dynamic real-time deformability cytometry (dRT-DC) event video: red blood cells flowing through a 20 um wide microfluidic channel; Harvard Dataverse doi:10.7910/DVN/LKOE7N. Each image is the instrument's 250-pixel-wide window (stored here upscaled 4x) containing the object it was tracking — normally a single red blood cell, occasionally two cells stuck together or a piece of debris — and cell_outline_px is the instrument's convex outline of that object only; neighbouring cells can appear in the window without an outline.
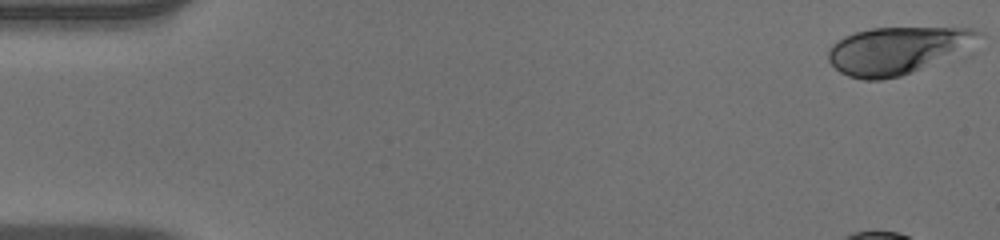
{"species": "human", "species_latin": "Homo sapiens", "temperature_condition": "warm", "stored_images_in_passage": 43, "camera_frame_rate_fps": 3000, "um_per_image_px": 0.085, "donor": {"sex": "male"}, "frame": {"image": 1, "passage_image": 1, "time_ms": 0.0, "image_size_px": [1000, 240], "cell_outline_px": [[984, 32], [968, 56], [900, 76], [880, 80], [864, 80], [848, 76], [840, 72], [828, 60], [828, 48], [836, 40], [844, 36], [856, 32], [872, 28], [972, 28]], "centroid_in_image_um": [76.45, 4.3], "position_along_channel_um": 8.5, "area_um2": 43.06}}